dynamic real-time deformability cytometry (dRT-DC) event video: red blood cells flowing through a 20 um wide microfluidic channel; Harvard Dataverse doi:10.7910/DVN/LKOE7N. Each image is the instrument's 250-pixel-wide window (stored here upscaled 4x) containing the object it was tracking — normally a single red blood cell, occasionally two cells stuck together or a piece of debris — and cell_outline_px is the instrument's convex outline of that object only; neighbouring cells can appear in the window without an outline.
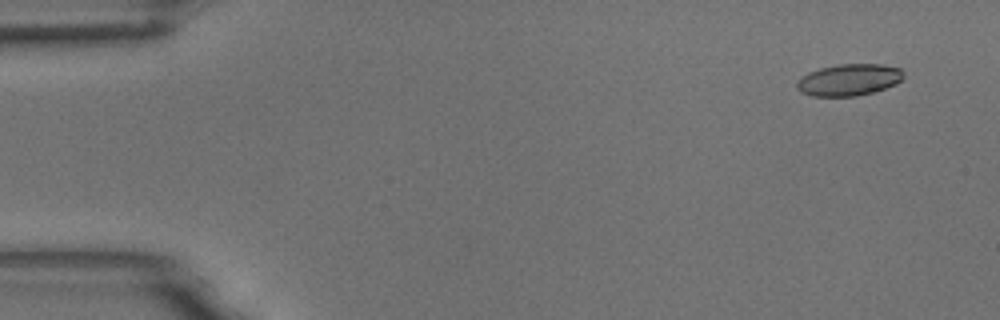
{"species": "common noctule bat (a hibernating species)", "species_latin": "Nyctalus noctula", "temperature_condition": "room temperature", "stored_images_in_passage": 10, "camera_frame_rate_fps": 3000, "um_per_image_px": 0.085, "animal": {"sex": "male", "body_mass_g": 18.8}, "frame": {"image": 1, "passage_image": 1, "time_ms": 0.0, "image_size_px": [1000, 320], "cell_outline_px": [[904, 76], [896, 84], [872, 92], [856, 96], [812, 96], [800, 92], [796, 88], [796, 84], [800, 76], [808, 72], [820, 68], [840, 64], [880, 64], [900, 68], [904, 72]], "centroid_in_image_um": [72.13, 6.78], "position_along_channel_um": 12.9, "area_um2": 19.77}}
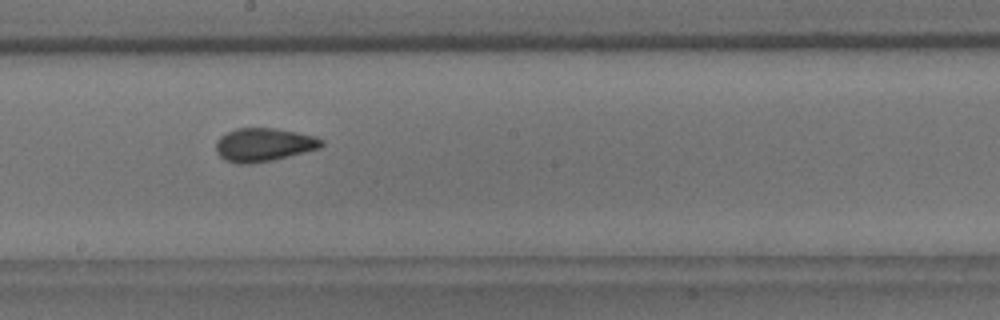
{"frame": {"image": 2, "passage_image": 9, "time_ms": 2.667, "image_size_px": [1000, 320], "cell_outline_px": [[324, 144], [320, 148], [272, 160], [248, 164], [240, 164], [224, 160], [216, 152], [216, 140], [220, 136], [236, 128], [276, 128], [316, 136], [324, 140]], "centroid_in_image_um": [22.41, 12.3], "position_along_channel_um": 225.8, "area_um2": 20.58}}
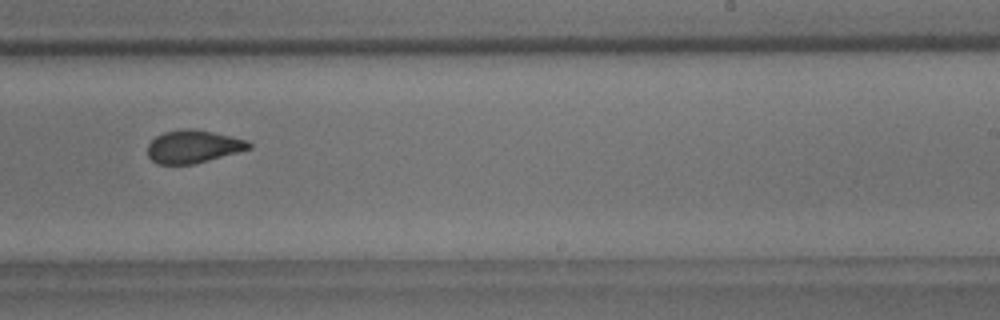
{"frame": {"image": 3, "passage_image": 10, "time_ms": 3.0, "image_size_px": [1000, 320], "cell_outline_px": [[252, 148], [208, 160], [192, 164], [156, 164], [148, 156], [148, 144], [156, 136], [164, 132], [180, 128], [192, 128], [212, 132], [248, 140], [252, 144]], "centroid_in_image_um": [16.41, 12.45], "position_along_channel_um": 272.6, "area_um2": 19.36}}